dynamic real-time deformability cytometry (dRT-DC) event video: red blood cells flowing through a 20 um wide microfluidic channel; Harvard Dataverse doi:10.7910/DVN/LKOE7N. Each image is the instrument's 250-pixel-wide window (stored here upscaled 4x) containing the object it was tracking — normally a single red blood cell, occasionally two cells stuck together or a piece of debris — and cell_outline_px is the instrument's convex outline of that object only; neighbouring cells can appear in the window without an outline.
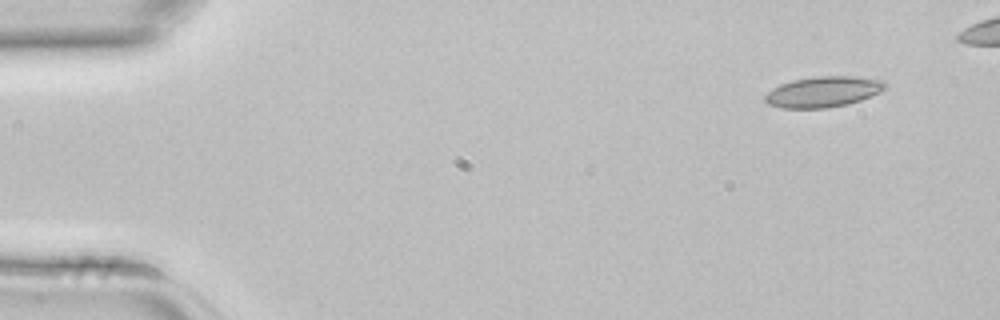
{"species": "common noctule bat (a hibernating species)", "species_latin": "Nyctalus noctula", "temperature_condition": "room temperature", "stored_images_in_passage": 5, "camera_frame_rate_fps": 3000, "um_per_image_px": 0.085, "animal": {"sex": "female", "body_mass_g": 22.7, "forearm_length_mm": 54.2}, "frame": {"image": 1, "passage_image": 1, "time_ms": 0.0, "image_size_px": [1000, 320], "cell_outline_px": [[884, 88], [880, 92], [860, 100], [848, 104], [828, 108], [780, 108], [768, 104], [764, 100], [764, 96], [772, 88], [780, 84], [792, 80], [820, 76], [852, 76], [884, 80]], "centroid_in_image_um": [69.93, 7.81], "position_along_channel_um": 15.1, "area_um2": 21.44}}